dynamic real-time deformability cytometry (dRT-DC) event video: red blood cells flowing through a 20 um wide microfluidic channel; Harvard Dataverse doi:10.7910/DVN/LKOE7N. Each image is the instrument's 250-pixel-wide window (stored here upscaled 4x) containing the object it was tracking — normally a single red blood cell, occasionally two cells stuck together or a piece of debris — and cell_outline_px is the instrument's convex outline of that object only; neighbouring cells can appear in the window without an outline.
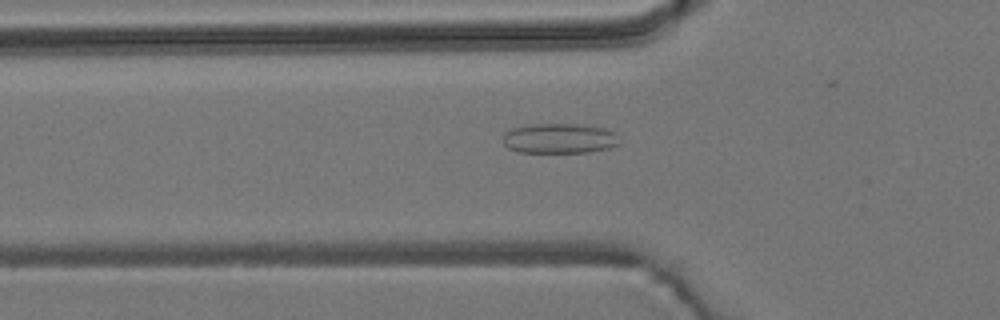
{"species": "common noctule bat (a hibernating species)", "species_latin": "Nyctalus noctula", "temperature_condition": "room temperature", "stored_images_in_passage": 45, "camera_frame_rate_fps": 3000, "um_per_image_px": 0.085, "animal": {"sex": "male", "body_mass_g": 19.2, "forearm_length_mm": 51.8}, "frame": {"image": 1, "passage_image": 9, "time_ms": 2.667, "image_size_px": [1000, 320], "cell_outline_px": [[620, 144], [608, 148], [588, 152], [516, 152], [508, 148], [504, 144], [504, 132], [512, 128], [528, 124], [580, 124], [604, 128], [616, 132]], "centroid_in_image_um": [47.55, 11.76], "position_along_channel_um": 78.3, "area_um2": 20.52}}
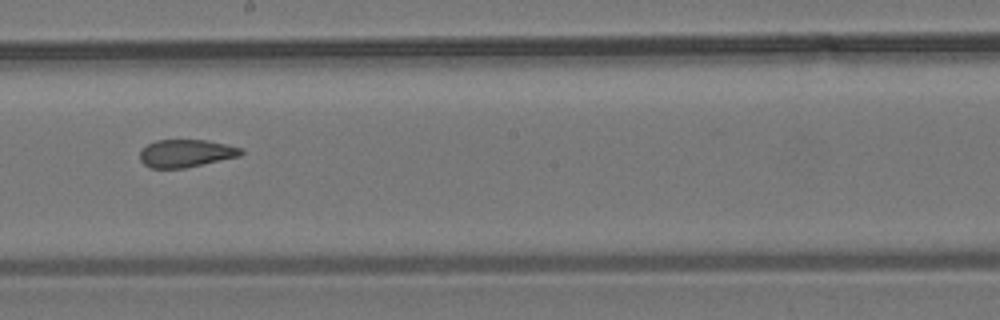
{"frame": {"image": 2, "passage_image": 21, "time_ms": 6.667, "image_size_px": [1000, 320], "cell_outline_px": [[244, 152], [240, 156], [184, 168], [148, 168], [140, 160], [140, 152], [148, 144], [156, 140], [208, 140], [244, 148]], "centroid_in_image_um": [15.83, 13.03], "position_along_channel_um": 232.4, "area_um2": 16.36}}
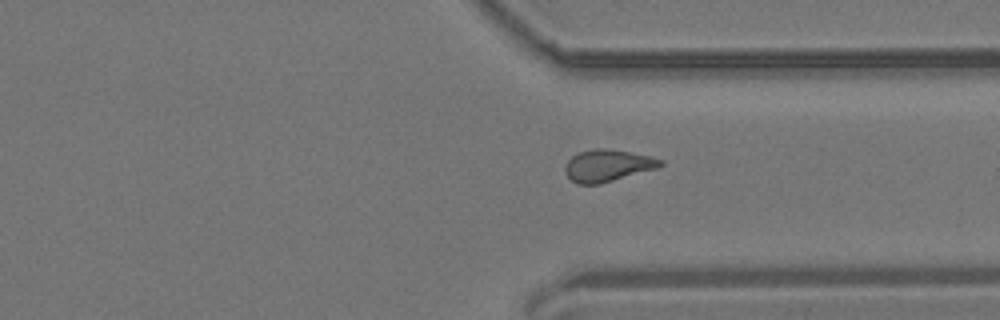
{"frame": {"image": 3, "passage_image": 31, "time_ms": 10.0, "image_size_px": [1000, 320], "cell_outline_px": [[664, 164], [656, 168], [600, 184], [576, 184], [564, 172], [564, 164], [572, 156], [580, 152], [596, 148], [604, 148], [652, 156], [664, 160]], "centroid_in_image_um": [51.63, 14.07], "position_along_channel_um": 359.8, "area_um2": 17.69}, "authors_computed_cell_mechanics": {"area_um2": 17.34, "velocity_mm_per_s": 3.8221, "shape_relaxation_time_tau1_ms": null, "shape_relaxation_time_tau2_ms": 1.6503, "deformation_change_tau1": null, "deformation_change_tau2": 0.0829}}